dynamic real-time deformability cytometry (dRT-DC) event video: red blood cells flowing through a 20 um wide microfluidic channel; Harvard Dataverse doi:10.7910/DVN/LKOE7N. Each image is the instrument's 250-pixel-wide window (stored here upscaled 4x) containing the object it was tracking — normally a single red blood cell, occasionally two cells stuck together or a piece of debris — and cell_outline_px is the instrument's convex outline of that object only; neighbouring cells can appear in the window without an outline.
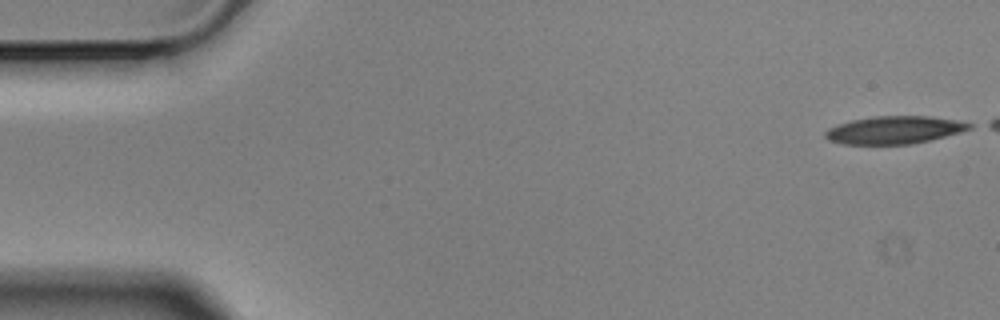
{"species": "Egyptian fruit bat (a non-hibernating species)", "species_latin": "Rousettus aegyptiacus", "temperature_condition": "cold", "stored_images_in_passage": 6, "camera_frame_rate_fps": 3000, "um_per_image_px": 0.085, "animal": {"sex": "male"}, "frame": {"image": 1, "passage_image": 1, "time_ms": 0.0, "image_size_px": [1000, 320], "cell_outline_px": [[972, 128], [960, 132], [912, 144], [844, 144], [828, 140], [824, 136], [824, 132], [828, 128], [852, 120], [872, 116], [928, 116], [956, 120], [972, 124]], "centroid_in_image_um": [75.99, 11.04], "position_along_channel_um": 9.0, "area_um2": 23.06}}
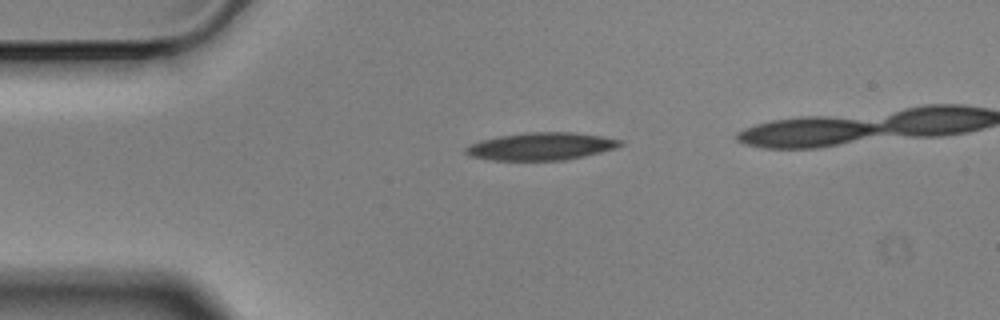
{"frame": {"image": 2, "passage_image": 4, "time_ms": 1.0, "image_size_px": [1000, 320], "cell_outline_px": [[624, 144], [600, 152], [584, 156], [564, 160], [492, 160], [472, 156], [464, 152], [464, 148], [468, 144], [480, 140], [500, 136], [532, 132], [572, 132], [600, 136], [624, 140]], "centroid_in_image_um": [45.97, 12.44], "position_along_channel_um": 39.0, "area_um2": 24.62}}